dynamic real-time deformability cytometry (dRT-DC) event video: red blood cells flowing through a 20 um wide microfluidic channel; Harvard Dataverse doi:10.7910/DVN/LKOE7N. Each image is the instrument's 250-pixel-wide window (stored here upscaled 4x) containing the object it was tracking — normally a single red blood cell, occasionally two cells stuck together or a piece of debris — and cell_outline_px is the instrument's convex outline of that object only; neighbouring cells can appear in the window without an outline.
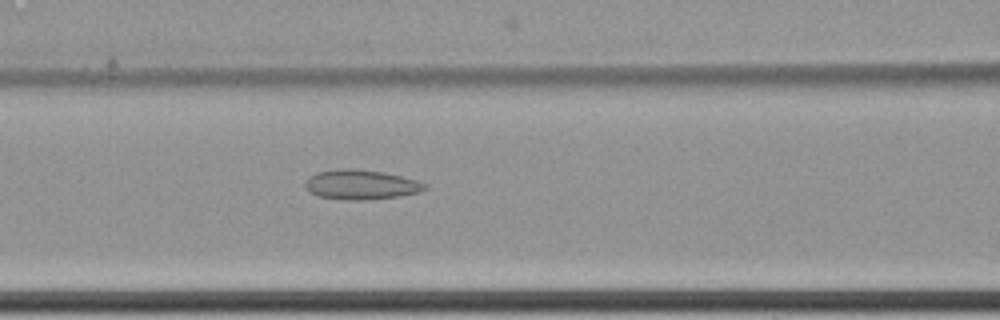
{"species": "common noctule bat (a hibernating species)", "species_latin": "Nyctalus noctula", "temperature_condition": "cold", "stored_images_in_passage": 7, "camera_frame_rate_fps": 3000, "um_per_image_px": 0.085, "animal": {"sex": "female", "body_mass_g": 22.7, "forearm_length_mm": 54.2}, "frame": {"image": 1, "passage_image": 7, "time_ms": 2.0, "image_size_px": [1000, 320], "cell_outline_px": [[428, 188], [420, 192], [400, 196], [360, 200], [348, 200], [316, 196], [308, 192], [304, 184], [308, 176], [316, 172], [344, 168], [352, 168], [384, 172], [416, 180], [428, 184]], "centroid_in_image_um": [30.66, 15.69], "position_along_channel_um": 135.9, "area_um2": 20.87}}